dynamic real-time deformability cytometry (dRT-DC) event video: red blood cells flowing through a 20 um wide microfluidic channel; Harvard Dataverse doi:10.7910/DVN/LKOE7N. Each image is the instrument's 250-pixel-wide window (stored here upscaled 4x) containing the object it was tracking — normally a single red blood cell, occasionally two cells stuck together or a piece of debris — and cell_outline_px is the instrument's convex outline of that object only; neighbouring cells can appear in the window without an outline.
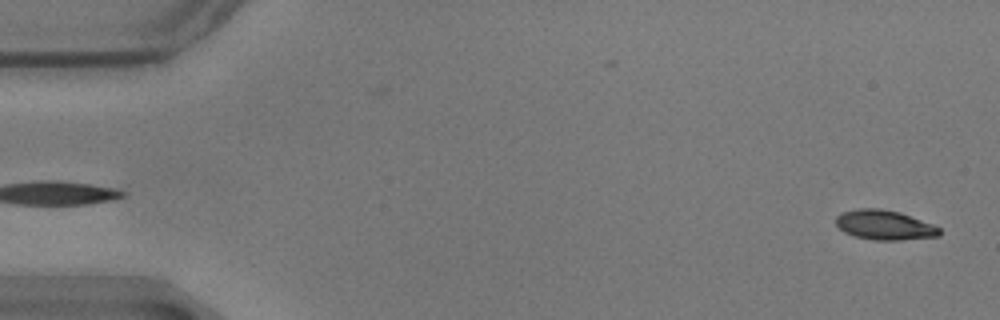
{"species": "common noctule bat (a hibernating species)", "species_latin": "Nyctalus noctula", "temperature_condition": "warm", "stored_images_in_passage": 10, "camera_frame_rate_fps": 3000, "um_per_image_px": 0.085, "animal": {"sex": "male", "body_mass_g": 17.9}, "frame": {"image": 1, "passage_image": 2, "time_ms": 0.333, "image_size_px": [1000, 320], "cell_outline_px": [[940, 236], [900, 240], [872, 240], [856, 236], [844, 232], [836, 224], [836, 216], [840, 212], [856, 208], [880, 208], [900, 212], [932, 224], [940, 228]], "centroid_in_image_um": [75.16, 19.11], "position_along_channel_um": 9.8, "area_um2": 17.98}}